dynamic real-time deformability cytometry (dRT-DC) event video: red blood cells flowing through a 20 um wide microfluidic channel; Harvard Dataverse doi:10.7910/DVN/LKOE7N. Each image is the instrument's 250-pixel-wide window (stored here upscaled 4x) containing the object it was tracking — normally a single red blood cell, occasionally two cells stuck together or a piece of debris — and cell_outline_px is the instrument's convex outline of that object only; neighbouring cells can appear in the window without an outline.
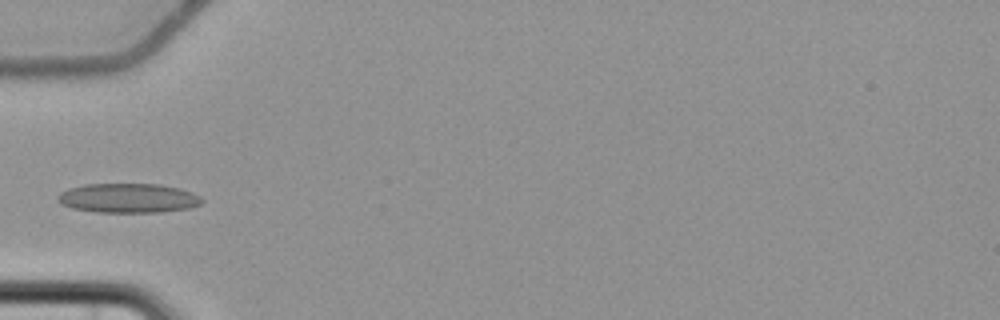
{"species": "common noctule bat (a hibernating species)", "species_latin": "Nyctalus noctula", "temperature_condition": "cold", "stored_images_in_passage": 3, "camera_frame_rate_fps": 3000, "um_per_image_px": 0.085, "animal": {"sex": "female", "body_mass_g": 22.7, "forearm_length_mm": 54.2}, "frame": {"image": 1, "passage_image": 3, "time_ms": 3.0, "image_size_px": [1000, 320], "cell_outline_px": [[204, 200], [200, 204], [188, 208], [160, 212], [96, 212], [72, 208], [60, 204], [56, 200], [56, 196], [60, 192], [68, 188], [84, 184], [160, 184], [180, 188], [192, 192], [200, 196]], "centroid_in_image_um": [10.86, 16.83], "position_along_channel_um": 74.1, "area_um2": 24.91}}